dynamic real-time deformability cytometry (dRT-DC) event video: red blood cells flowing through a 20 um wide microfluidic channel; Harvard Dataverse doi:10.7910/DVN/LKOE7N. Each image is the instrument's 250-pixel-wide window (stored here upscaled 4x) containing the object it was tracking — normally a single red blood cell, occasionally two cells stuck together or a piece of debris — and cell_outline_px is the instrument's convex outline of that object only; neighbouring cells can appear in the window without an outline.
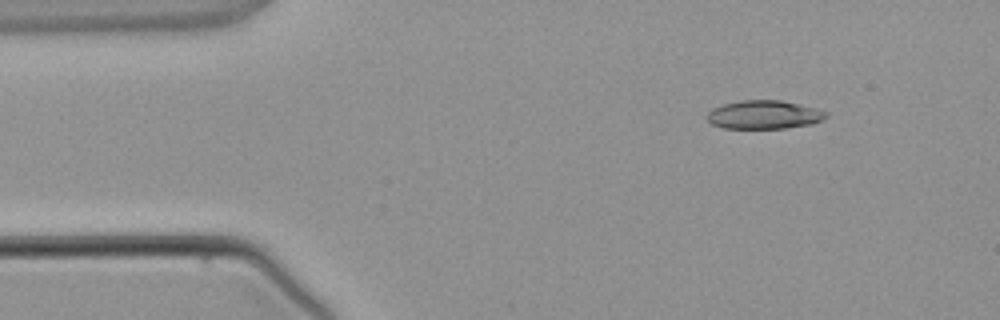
{"species": "common noctule bat (a hibernating species)", "species_latin": "Nyctalus noctula", "temperature_condition": "warm", "stored_images_in_passage": 4, "camera_frame_rate_fps": 3000, "um_per_image_px": 0.085, "animal": {"sex": "male", "body_mass_g": 21.5, "forearm_length_mm": 52.0}, "frame": {"image": 1, "passage_image": 4, "time_ms": 3.667, "image_size_px": [1000, 320], "cell_outline_px": [[828, 116], [812, 124], [784, 128], [724, 128], [712, 124], [704, 116], [712, 108], [724, 104], [740, 100], [780, 100], [816, 108], [828, 112]], "centroid_in_image_um": [64.92, 9.75], "position_along_channel_um": 20.1, "area_um2": 19.77}}